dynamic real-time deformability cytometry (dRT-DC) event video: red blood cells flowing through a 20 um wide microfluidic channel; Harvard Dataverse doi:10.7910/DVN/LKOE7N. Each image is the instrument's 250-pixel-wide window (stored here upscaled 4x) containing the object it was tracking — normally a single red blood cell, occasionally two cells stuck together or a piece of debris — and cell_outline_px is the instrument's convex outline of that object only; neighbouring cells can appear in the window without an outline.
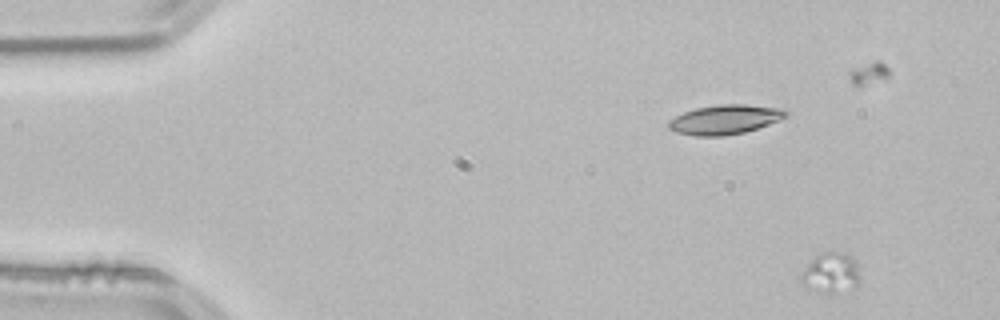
{"species": "common noctule bat (a hibernating species)", "species_latin": "Nyctalus noctula", "temperature_condition": "room temperature", "stored_images_in_passage": 30, "camera_frame_rate_fps": 3000, "um_per_image_px": 0.085, "animal": {"sex": "male", "body_mass_g": 21.5, "forearm_length_mm": 52.0}, "frame": {"image": 1, "passage_image": 2, "time_ms": 0.333, "image_size_px": [1000, 320], "cell_outline_px": [[860, 280], [856, 284], [832, 292], [820, 292], [808, 288], [796, 276], [820, 252], [844, 252], [852, 256], [856, 260]], "centroid_in_image_um": [70.57, 23.14], "position_along_channel_um": 14.4, "area_um2": 13.58}}
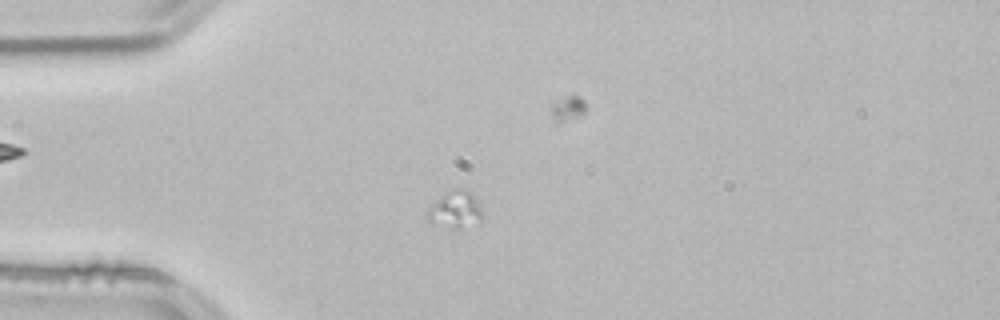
{"frame": {"image": 2, "passage_image": 13, "time_ms": 4.0, "image_size_px": [1000, 320], "cell_outline_px": [[484, 216], [480, 220], [460, 228], [452, 228], [432, 224], [428, 220], [428, 208], [452, 188], [464, 188], [472, 192], [480, 200]], "centroid_in_image_um": [38.76, 17.79], "position_along_channel_um": 46.2, "area_um2": 11.96}}